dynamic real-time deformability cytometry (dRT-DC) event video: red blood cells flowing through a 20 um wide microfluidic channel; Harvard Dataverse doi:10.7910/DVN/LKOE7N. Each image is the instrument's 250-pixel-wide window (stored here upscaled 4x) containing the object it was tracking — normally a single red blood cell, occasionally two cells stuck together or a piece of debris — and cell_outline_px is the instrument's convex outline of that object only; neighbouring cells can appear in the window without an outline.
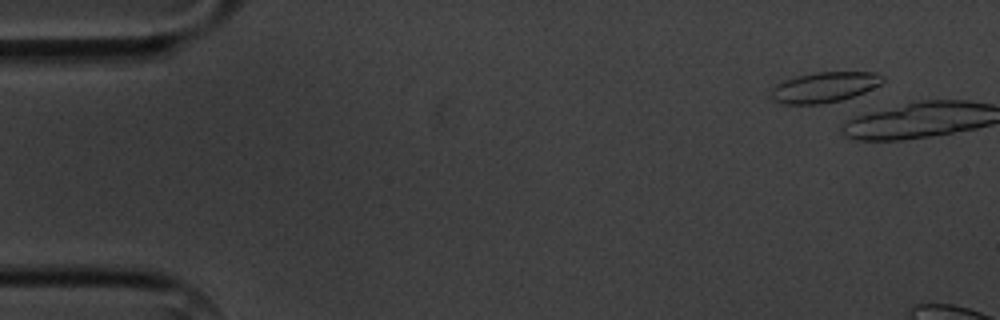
{"species": "common noctule bat (a hibernating species)", "species_latin": "Nyctalus noctula", "temperature_condition": "cold", "stored_images_in_passage": 2, "camera_frame_rate_fps": 3000, "um_per_image_px": 0.085, "animal": {"sex": "male", "body_mass_g": 20.1, "forearm_length_mm": 53.5}, "frame": {"image": 1, "passage_image": 1, "time_ms": 0.0, "image_size_px": [1000, 320], "cell_outline_px": [[884, 80], [880, 84], [864, 92], [840, 100], [820, 104], [784, 104], [772, 100], [768, 96], [772, 88], [776, 84], [784, 80], [796, 76], [816, 72], [876, 72], [884, 76]], "centroid_in_image_um": [70.02, 7.41], "position_along_channel_um": 15.0, "area_um2": 19.83}}